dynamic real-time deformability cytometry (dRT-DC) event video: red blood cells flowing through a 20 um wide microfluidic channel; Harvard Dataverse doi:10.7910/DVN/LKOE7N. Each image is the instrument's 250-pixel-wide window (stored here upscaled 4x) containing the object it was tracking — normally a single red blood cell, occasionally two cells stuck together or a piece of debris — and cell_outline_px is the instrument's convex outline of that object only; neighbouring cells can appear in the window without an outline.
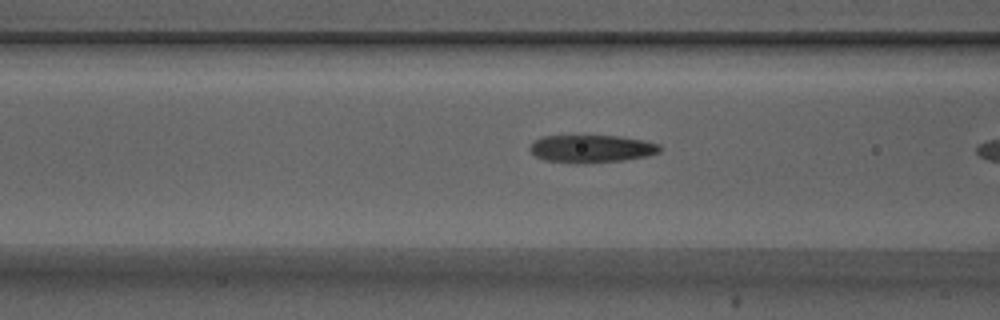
{"species": "Egyptian fruit bat (a non-hibernating species)", "species_latin": "Rousettus aegyptiacus", "temperature_condition": "warm", "stored_images_in_passage": 8, "camera_frame_rate_fps": 3000, "um_per_image_px": 0.085, "animal": {"sex": "male"}, "frame": {"image": 1, "passage_image": 7, "time_ms": 2.0, "image_size_px": [1000, 320], "cell_outline_px": [[660, 152], [648, 156], [624, 160], [584, 164], [576, 164], [544, 160], [536, 156], [528, 148], [536, 140], [544, 136], [620, 136], [644, 140], [660, 144]], "centroid_in_image_um": [50.3, 12.66], "position_along_channel_um": 116.3, "area_um2": 21.1}}